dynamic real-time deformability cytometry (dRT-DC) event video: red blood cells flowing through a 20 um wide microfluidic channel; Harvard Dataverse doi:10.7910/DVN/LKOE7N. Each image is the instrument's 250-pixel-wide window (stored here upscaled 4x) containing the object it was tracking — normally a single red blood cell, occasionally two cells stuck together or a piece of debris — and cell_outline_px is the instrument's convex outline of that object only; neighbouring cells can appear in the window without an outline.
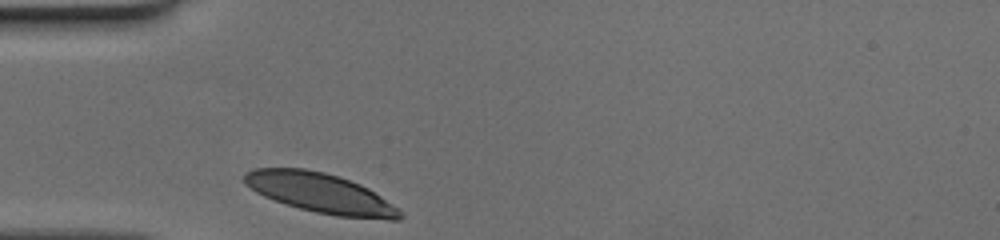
{"species": "human", "species_latin": "Homo sapiens", "temperature_condition": "cold", "stored_images_in_passage": 25, "camera_frame_rate_fps": 3000, "um_per_image_px": 0.085, "donor": {"sex": "female"}, "frame": {"image": 1, "passage_image": 1, "time_ms": 0.0, "image_size_px": [1000, 240], "cell_outline_px": [[404, 216], [400, 220], [388, 220], [336, 216], [316, 212], [300, 208], [264, 196], [256, 192], [244, 184], [244, 172], [256, 168], [304, 168], [324, 172], [360, 184], [368, 188], [380, 196], [396, 208]], "centroid_in_image_um": [27.22, 16.41], "position_along_channel_um": 57.8, "area_um2": 35.66}}
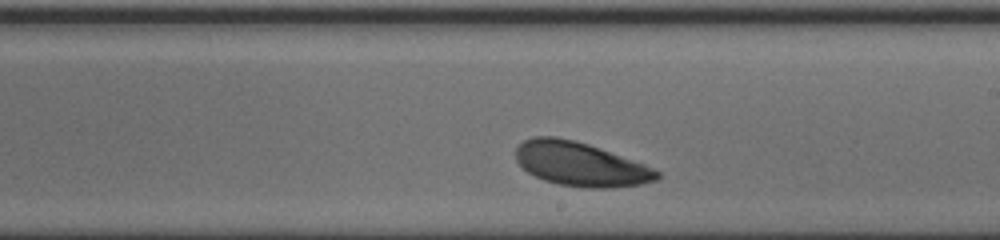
{"frame": {"image": 2, "passage_image": 15, "time_ms": 4.667, "image_size_px": [1000, 240], "cell_outline_px": [[660, 176], [656, 180], [640, 184], [612, 188], [584, 188], [560, 184], [544, 180], [528, 172], [516, 160], [516, 148], [524, 140], [536, 136], [556, 136], [576, 140], [600, 148], [644, 164], [660, 172]], "centroid_in_image_um": [49.33, 13.95], "position_along_channel_um": 239.7, "area_um2": 36.01}}
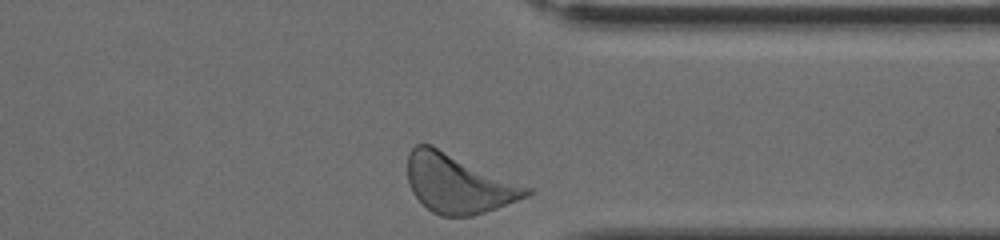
{"frame": {"image": 3, "passage_image": 25, "time_ms": 8.0, "image_size_px": [1000, 240], "cell_outline_px": [[532, 192], [528, 196], [496, 208], [472, 216], [440, 216], [432, 212], [412, 192], [408, 180], [408, 152], [416, 144], [432, 144], [532, 188]], "centroid_in_image_um": [38.95, 15.59], "position_along_channel_um": 372.4, "area_um2": 40.81}}